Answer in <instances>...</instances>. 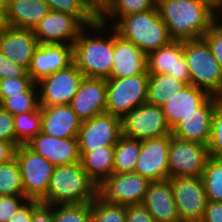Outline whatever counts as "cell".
I'll return each mask as SVG.
<instances>
[{
	"instance_id": "6da1fadb",
	"label": "cell",
	"mask_w": 222,
	"mask_h": 222,
	"mask_svg": "<svg viewBox=\"0 0 222 222\" xmlns=\"http://www.w3.org/2000/svg\"><path fill=\"white\" fill-rule=\"evenodd\" d=\"M156 7L172 40L202 38L221 19L210 7L194 0H157Z\"/></svg>"
},
{
	"instance_id": "7a4b0ae2",
	"label": "cell",
	"mask_w": 222,
	"mask_h": 222,
	"mask_svg": "<svg viewBox=\"0 0 222 222\" xmlns=\"http://www.w3.org/2000/svg\"><path fill=\"white\" fill-rule=\"evenodd\" d=\"M106 27V24L97 19L94 23L82 29L72 45L73 63L84 77L110 78L114 54V28L112 26L111 30L108 28V31L112 32L111 35L108 34V37L104 34V38L98 34L107 30ZM87 28L89 30L93 29L92 33L94 31L96 33L92 35Z\"/></svg>"
},
{
	"instance_id": "3957f363",
	"label": "cell",
	"mask_w": 222,
	"mask_h": 222,
	"mask_svg": "<svg viewBox=\"0 0 222 222\" xmlns=\"http://www.w3.org/2000/svg\"><path fill=\"white\" fill-rule=\"evenodd\" d=\"M97 195L98 186L78 162L54 167L46 196L40 202L49 206L87 204Z\"/></svg>"
},
{
	"instance_id": "277c9868",
	"label": "cell",
	"mask_w": 222,
	"mask_h": 222,
	"mask_svg": "<svg viewBox=\"0 0 222 222\" xmlns=\"http://www.w3.org/2000/svg\"><path fill=\"white\" fill-rule=\"evenodd\" d=\"M112 27L120 37L133 42L146 55L172 40L157 7L123 16Z\"/></svg>"
},
{
	"instance_id": "5b68a950",
	"label": "cell",
	"mask_w": 222,
	"mask_h": 222,
	"mask_svg": "<svg viewBox=\"0 0 222 222\" xmlns=\"http://www.w3.org/2000/svg\"><path fill=\"white\" fill-rule=\"evenodd\" d=\"M183 53L190 72L189 84L222 98V70L206 41L184 40Z\"/></svg>"
},
{
	"instance_id": "8992f818",
	"label": "cell",
	"mask_w": 222,
	"mask_h": 222,
	"mask_svg": "<svg viewBox=\"0 0 222 222\" xmlns=\"http://www.w3.org/2000/svg\"><path fill=\"white\" fill-rule=\"evenodd\" d=\"M149 73L124 78H107L106 113L122 118L147 101Z\"/></svg>"
},
{
	"instance_id": "52a82bcc",
	"label": "cell",
	"mask_w": 222,
	"mask_h": 222,
	"mask_svg": "<svg viewBox=\"0 0 222 222\" xmlns=\"http://www.w3.org/2000/svg\"><path fill=\"white\" fill-rule=\"evenodd\" d=\"M14 156L20 168L24 196L41 201L46 196L55 166L26 144L16 147Z\"/></svg>"
},
{
	"instance_id": "ba28073f",
	"label": "cell",
	"mask_w": 222,
	"mask_h": 222,
	"mask_svg": "<svg viewBox=\"0 0 222 222\" xmlns=\"http://www.w3.org/2000/svg\"><path fill=\"white\" fill-rule=\"evenodd\" d=\"M122 135L139 141L171 134L162 107L143 103L121 118Z\"/></svg>"
},
{
	"instance_id": "9c48e42d",
	"label": "cell",
	"mask_w": 222,
	"mask_h": 222,
	"mask_svg": "<svg viewBox=\"0 0 222 222\" xmlns=\"http://www.w3.org/2000/svg\"><path fill=\"white\" fill-rule=\"evenodd\" d=\"M208 158L207 146L171 134L168 151L169 178L201 177Z\"/></svg>"
},
{
	"instance_id": "30bf717a",
	"label": "cell",
	"mask_w": 222,
	"mask_h": 222,
	"mask_svg": "<svg viewBox=\"0 0 222 222\" xmlns=\"http://www.w3.org/2000/svg\"><path fill=\"white\" fill-rule=\"evenodd\" d=\"M173 198L181 222H200L207 205L201 177L169 178Z\"/></svg>"
},
{
	"instance_id": "8fae6325",
	"label": "cell",
	"mask_w": 222,
	"mask_h": 222,
	"mask_svg": "<svg viewBox=\"0 0 222 222\" xmlns=\"http://www.w3.org/2000/svg\"><path fill=\"white\" fill-rule=\"evenodd\" d=\"M150 183V180L136 172L112 173L98 187V195L113 204H142Z\"/></svg>"
},
{
	"instance_id": "7c38bea8",
	"label": "cell",
	"mask_w": 222,
	"mask_h": 222,
	"mask_svg": "<svg viewBox=\"0 0 222 222\" xmlns=\"http://www.w3.org/2000/svg\"><path fill=\"white\" fill-rule=\"evenodd\" d=\"M83 78L84 75L74 63L42 78L36 83L40 90L39 105L70 104Z\"/></svg>"
},
{
	"instance_id": "4fadbf2b",
	"label": "cell",
	"mask_w": 222,
	"mask_h": 222,
	"mask_svg": "<svg viewBox=\"0 0 222 222\" xmlns=\"http://www.w3.org/2000/svg\"><path fill=\"white\" fill-rule=\"evenodd\" d=\"M122 136L121 118L103 113L83 121L79 129L80 156L104 146H114Z\"/></svg>"
},
{
	"instance_id": "5bb4252c",
	"label": "cell",
	"mask_w": 222,
	"mask_h": 222,
	"mask_svg": "<svg viewBox=\"0 0 222 222\" xmlns=\"http://www.w3.org/2000/svg\"><path fill=\"white\" fill-rule=\"evenodd\" d=\"M84 27L76 16L50 10L33 32L39 44L73 45Z\"/></svg>"
},
{
	"instance_id": "9a60e30c",
	"label": "cell",
	"mask_w": 222,
	"mask_h": 222,
	"mask_svg": "<svg viewBox=\"0 0 222 222\" xmlns=\"http://www.w3.org/2000/svg\"><path fill=\"white\" fill-rule=\"evenodd\" d=\"M171 134L141 141L135 172L151 182L169 179L168 151Z\"/></svg>"
},
{
	"instance_id": "2e32d148",
	"label": "cell",
	"mask_w": 222,
	"mask_h": 222,
	"mask_svg": "<svg viewBox=\"0 0 222 222\" xmlns=\"http://www.w3.org/2000/svg\"><path fill=\"white\" fill-rule=\"evenodd\" d=\"M149 74H168L177 80L190 82V72L183 53V41L171 40L168 44L147 55Z\"/></svg>"
},
{
	"instance_id": "e0dca14e",
	"label": "cell",
	"mask_w": 222,
	"mask_h": 222,
	"mask_svg": "<svg viewBox=\"0 0 222 222\" xmlns=\"http://www.w3.org/2000/svg\"><path fill=\"white\" fill-rule=\"evenodd\" d=\"M222 98L210 96L200 107L199 113L183 117L173 128L171 134L179 139L208 145L211 137L213 112Z\"/></svg>"
},
{
	"instance_id": "ac0fdd59",
	"label": "cell",
	"mask_w": 222,
	"mask_h": 222,
	"mask_svg": "<svg viewBox=\"0 0 222 222\" xmlns=\"http://www.w3.org/2000/svg\"><path fill=\"white\" fill-rule=\"evenodd\" d=\"M106 79L84 77L70 106L83 122L94 116L106 113Z\"/></svg>"
},
{
	"instance_id": "d6986e66",
	"label": "cell",
	"mask_w": 222,
	"mask_h": 222,
	"mask_svg": "<svg viewBox=\"0 0 222 222\" xmlns=\"http://www.w3.org/2000/svg\"><path fill=\"white\" fill-rule=\"evenodd\" d=\"M26 145L54 166L81 161L78 138H57L39 132Z\"/></svg>"
},
{
	"instance_id": "ffe728a7",
	"label": "cell",
	"mask_w": 222,
	"mask_h": 222,
	"mask_svg": "<svg viewBox=\"0 0 222 222\" xmlns=\"http://www.w3.org/2000/svg\"><path fill=\"white\" fill-rule=\"evenodd\" d=\"M73 63V46L68 44H39L32 56L27 74L37 83L42 78Z\"/></svg>"
},
{
	"instance_id": "44dd1931",
	"label": "cell",
	"mask_w": 222,
	"mask_h": 222,
	"mask_svg": "<svg viewBox=\"0 0 222 222\" xmlns=\"http://www.w3.org/2000/svg\"><path fill=\"white\" fill-rule=\"evenodd\" d=\"M41 132L57 138H78L82 121L70 104L40 106Z\"/></svg>"
},
{
	"instance_id": "7402d4cb",
	"label": "cell",
	"mask_w": 222,
	"mask_h": 222,
	"mask_svg": "<svg viewBox=\"0 0 222 222\" xmlns=\"http://www.w3.org/2000/svg\"><path fill=\"white\" fill-rule=\"evenodd\" d=\"M147 72V55L114 30V54L110 78H124Z\"/></svg>"
},
{
	"instance_id": "603a6c76",
	"label": "cell",
	"mask_w": 222,
	"mask_h": 222,
	"mask_svg": "<svg viewBox=\"0 0 222 222\" xmlns=\"http://www.w3.org/2000/svg\"><path fill=\"white\" fill-rule=\"evenodd\" d=\"M39 43L32 29L10 27L0 35V51L14 63L29 69Z\"/></svg>"
},
{
	"instance_id": "cb8c5ba5",
	"label": "cell",
	"mask_w": 222,
	"mask_h": 222,
	"mask_svg": "<svg viewBox=\"0 0 222 222\" xmlns=\"http://www.w3.org/2000/svg\"><path fill=\"white\" fill-rule=\"evenodd\" d=\"M142 204L155 222H181L169 180L151 182Z\"/></svg>"
},
{
	"instance_id": "d4e9b609",
	"label": "cell",
	"mask_w": 222,
	"mask_h": 222,
	"mask_svg": "<svg viewBox=\"0 0 222 222\" xmlns=\"http://www.w3.org/2000/svg\"><path fill=\"white\" fill-rule=\"evenodd\" d=\"M205 90L187 84L161 107L172 129L183 117L199 113V107L210 97Z\"/></svg>"
},
{
	"instance_id": "484cf974",
	"label": "cell",
	"mask_w": 222,
	"mask_h": 222,
	"mask_svg": "<svg viewBox=\"0 0 222 222\" xmlns=\"http://www.w3.org/2000/svg\"><path fill=\"white\" fill-rule=\"evenodd\" d=\"M6 7L11 27L32 30L50 11L44 0H7Z\"/></svg>"
},
{
	"instance_id": "4316f807",
	"label": "cell",
	"mask_w": 222,
	"mask_h": 222,
	"mask_svg": "<svg viewBox=\"0 0 222 222\" xmlns=\"http://www.w3.org/2000/svg\"><path fill=\"white\" fill-rule=\"evenodd\" d=\"M80 162L89 178L99 187L113 173L114 146L86 152Z\"/></svg>"
},
{
	"instance_id": "83f0119b",
	"label": "cell",
	"mask_w": 222,
	"mask_h": 222,
	"mask_svg": "<svg viewBox=\"0 0 222 222\" xmlns=\"http://www.w3.org/2000/svg\"><path fill=\"white\" fill-rule=\"evenodd\" d=\"M187 84L168 74H149L147 103L162 106Z\"/></svg>"
},
{
	"instance_id": "f1b7e54d",
	"label": "cell",
	"mask_w": 222,
	"mask_h": 222,
	"mask_svg": "<svg viewBox=\"0 0 222 222\" xmlns=\"http://www.w3.org/2000/svg\"><path fill=\"white\" fill-rule=\"evenodd\" d=\"M141 152V141L121 136L114 145L113 173L135 172Z\"/></svg>"
},
{
	"instance_id": "f546056e",
	"label": "cell",
	"mask_w": 222,
	"mask_h": 222,
	"mask_svg": "<svg viewBox=\"0 0 222 222\" xmlns=\"http://www.w3.org/2000/svg\"><path fill=\"white\" fill-rule=\"evenodd\" d=\"M156 5L157 0H112L110 6L98 19L107 26L112 20L113 23L108 26L110 27L114 25V19L117 22L118 18L152 10Z\"/></svg>"
},
{
	"instance_id": "4dcf8cb0",
	"label": "cell",
	"mask_w": 222,
	"mask_h": 222,
	"mask_svg": "<svg viewBox=\"0 0 222 222\" xmlns=\"http://www.w3.org/2000/svg\"><path fill=\"white\" fill-rule=\"evenodd\" d=\"M207 200L222 202V158L209 156L201 176Z\"/></svg>"
},
{
	"instance_id": "1f68e13d",
	"label": "cell",
	"mask_w": 222,
	"mask_h": 222,
	"mask_svg": "<svg viewBox=\"0 0 222 222\" xmlns=\"http://www.w3.org/2000/svg\"><path fill=\"white\" fill-rule=\"evenodd\" d=\"M24 196L21 172L15 156L0 164V196Z\"/></svg>"
},
{
	"instance_id": "d6a6232c",
	"label": "cell",
	"mask_w": 222,
	"mask_h": 222,
	"mask_svg": "<svg viewBox=\"0 0 222 222\" xmlns=\"http://www.w3.org/2000/svg\"><path fill=\"white\" fill-rule=\"evenodd\" d=\"M16 147L28 143L41 132V109L14 116Z\"/></svg>"
},
{
	"instance_id": "836d02e7",
	"label": "cell",
	"mask_w": 222,
	"mask_h": 222,
	"mask_svg": "<svg viewBox=\"0 0 222 222\" xmlns=\"http://www.w3.org/2000/svg\"><path fill=\"white\" fill-rule=\"evenodd\" d=\"M38 91L37 84L34 82L21 95H10L0 105L13 116L37 111L40 108Z\"/></svg>"
},
{
	"instance_id": "e575fe53",
	"label": "cell",
	"mask_w": 222,
	"mask_h": 222,
	"mask_svg": "<svg viewBox=\"0 0 222 222\" xmlns=\"http://www.w3.org/2000/svg\"><path fill=\"white\" fill-rule=\"evenodd\" d=\"M91 222H126V206L109 203L97 195L91 202Z\"/></svg>"
},
{
	"instance_id": "d590c367",
	"label": "cell",
	"mask_w": 222,
	"mask_h": 222,
	"mask_svg": "<svg viewBox=\"0 0 222 222\" xmlns=\"http://www.w3.org/2000/svg\"><path fill=\"white\" fill-rule=\"evenodd\" d=\"M49 9L76 16L85 26L94 23L98 18L88 9L82 0H44Z\"/></svg>"
},
{
	"instance_id": "8d00e7d4",
	"label": "cell",
	"mask_w": 222,
	"mask_h": 222,
	"mask_svg": "<svg viewBox=\"0 0 222 222\" xmlns=\"http://www.w3.org/2000/svg\"><path fill=\"white\" fill-rule=\"evenodd\" d=\"M54 222H91V203L52 206Z\"/></svg>"
},
{
	"instance_id": "74e56055",
	"label": "cell",
	"mask_w": 222,
	"mask_h": 222,
	"mask_svg": "<svg viewBox=\"0 0 222 222\" xmlns=\"http://www.w3.org/2000/svg\"><path fill=\"white\" fill-rule=\"evenodd\" d=\"M209 156L222 158V100L216 105L211 126V137L207 145Z\"/></svg>"
},
{
	"instance_id": "f35d334b",
	"label": "cell",
	"mask_w": 222,
	"mask_h": 222,
	"mask_svg": "<svg viewBox=\"0 0 222 222\" xmlns=\"http://www.w3.org/2000/svg\"><path fill=\"white\" fill-rule=\"evenodd\" d=\"M33 83L34 81L27 73L23 77L0 79V104L10 95H21Z\"/></svg>"
},
{
	"instance_id": "ab89813d",
	"label": "cell",
	"mask_w": 222,
	"mask_h": 222,
	"mask_svg": "<svg viewBox=\"0 0 222 222\" xmlns=\"http://www.w3.org/2000/svg\"><path fill=\"white\" fill-rule=\"evenodd\" d=\"M202 38L209 45L222 70V20L218 19Z\"/></svg>"
},
{
	"instance_id": "60d3db41",
	"label": "cell",
	"mask_w": 222,
	"mask_h": 222,
	"mask_svg": "<svg viewBox=\"0 0 222 222\" xmlns=\"http://www.w3.org/2000/svg\"><path fill=\"white\" fill-rule=\"evenodd\" d=\"M26 199L25 196H0V222H7Z\"/></svg>"
},
{
	"instance_id": "b9f144b4",
	"label": "cell",
	"mask_w": 222,
	"mask_h": 222,
	"mask_svg": "<svg viewBox=\"0 0 222 222\" xmlns=\"http://www.w3.org/2000/svg\"><path fill=\"white\" fill-rule=\"evenodd\" d=\"M0 139L12 142L16 146L14 116L0 105Z\"/></svg>"
},
{
	"instance_id": "7bdbcfd3",
	"label": "cell",
	"mask_w": 222,
	"mask_h": 222,
	"mask_svg": "<svg viewBox=\"0 0 222 222\" xmlns=\"http://www.w3.org/2000/svg\"><path fill=\"white\" fill-rule=\"evenodd\" d=\"M41 204L36 199H26L7 222H31L33 211Z\"/></svg>"
},
{
	"instance_id": "ee69618b",
	"label": "cell",
	"mask_w": 222,
	"mask_h": 222,
	"mask_svg": "<svg viewBox=\"0 0 222 222\" xmlns=\"http://www.w3.org/2000/svg\"><path fill=\"white\" fill-rule=\"evenodd\" d=\"M27 70L22 66L8 59L5 54L0 51V79L23 77Z\"/></svg>"
},
{
	"instance_id": "f6af8a7d",
	"label": "cell",
	"mask_w": 222,
	"mask_h": 222,
	"mask_svg": "<svg viewBox=\"0 0 222 222\" xmlns=\"http://www.w3.org/2000/svg\"><path fill=\"white\" fill-rule=\"evenodd\" d=\"M126 222H155V220L143 204H135L126 206Z\"/></svg>"
},
{
	"instance_id": "bcb514c9",
	"label": "cell",
	"mask_w": 222,
	"mask_h": 222,
	"mask_svg": "<svg viewBox=\"0 0 222 222\" xmlns=\"http://www.w3.org/2000/svg\"><path fill=\"white\" fill-rule=\"evenodd\" d=\"M200 222H222V202L208 201Z\"/></svg>"
},
{
	"instance_id": "7dc6e473",
	"label": "cell",
	"mask_w": 222,
	"mask_h": 222,
	"mask_svg": "<svg viewBox=\"0 0 222 222\" xmlns=\"http://www.w3.org/2000/svg\"><path fill=\"white\" fill-rule=\"evenodd\" d=\"M31 222H54L52 206L41 203L33 211Z\"/></svg>"
},
{
	"instance_id": "c3c4849f",
	"label": "cell",
	"mask_w": 222,
	"mask_h": 222,
	"mask_svg": "<svg viewBox=\"0 0 222 222\" xmlns=\"http://www.w3.org/2000/svg\"><path fill=\"white\" fill-rule=\"evenodd\" d=\"M88 9L99 18L110 6L112 0H82Z\"/></svg>"
},
{
	"instance_id": "681fc988",
	"label": "cell",
	"mask_w": 222,
	"mask_h": 222,
	"mask_svg": "<svg viewBox=\"0 0 222 222\" xmlns=\"http://www.w3.org/2000/svg\"><path fill=\"white\" fill-rule=\"evenodd\" d=\"M15 150L16 146L12 142L0 139V164L12 159Z\"/></svg>"
},
{
	"instance_id": "f907efd6",
	"label": "cell",
	"mask_w": 222,
	"mask_h": 222,
	"mask_svg": "<svg viewBox=\"0 0 222 222\" xmlns=\"http://www.w3.org/2000/svg\"><path fill=\"white\" fill-rule=\"evenodd\" d=\"M11 27L8 20L6 6H0V35L5 33Z\"/></svg>"
},
{
	"instance_id": "816d5d0a",
	"label": "cell",
	"mask_w": 222,
	"mask_h": 222,
	"mask_svg": "<svg viewBox=\"0 0 222 222\" xmlns=\"http://www.w3.org/2000/svg\"><path fill=\"white\" fill-rule=\"evenodd\" d=\"M210 7L219 17L222 18V1L221 0H194Z\"/></svg>"
},
{
	"instance_id": "f5cc1de1",
	"label": "cell",
	"mask_w": 222,
	"mask_h": 222,
	"mask_svg": "<svg viewBox=\"0 0 222 222\" xmlns=\"http://www.w3.org/2000/svg\"><path fill=\"white\" fill-rule=\"evenodd\" d=\"M0 6H7V0H0Z\"/></svg>"
}]
</instances>
